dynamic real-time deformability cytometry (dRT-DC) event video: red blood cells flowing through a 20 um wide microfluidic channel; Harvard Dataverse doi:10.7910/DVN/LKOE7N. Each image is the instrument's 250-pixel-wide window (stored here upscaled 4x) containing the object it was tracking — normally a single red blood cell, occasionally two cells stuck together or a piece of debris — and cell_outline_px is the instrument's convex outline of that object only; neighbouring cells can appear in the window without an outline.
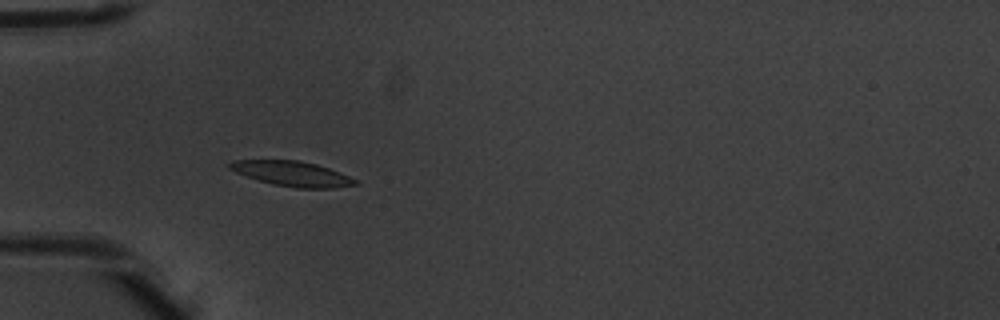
{"species": "common noctule bat (a hibernating species)", "species_latin": "Nyctalus noctula", "temperature_condition": "warm", "stored_images_in_passage": 10, "camera_frame_rate_fps": 3000, "um_per_image_px": 0.085, "animal": {"sex": "male", "body_mass_g": 20.1, "forearm_length_mm": 53.5}, "frame": {"image": 1, "passage_image": 6, "time_ms": 1.667, "image_size_px": [1000, 320], "cell_outline_px": [[360, 184], [336, 188], [296, 188], [272, 184], [236, 172], [228, 168], [228, 164], [232, 160], [300, 160], [316, 164], [328, 168], [360, 180]], "centroid_in_image_um": [24.89, 14.77], "position_along_channel_um": 60.1, "area_um2": 18.32}}